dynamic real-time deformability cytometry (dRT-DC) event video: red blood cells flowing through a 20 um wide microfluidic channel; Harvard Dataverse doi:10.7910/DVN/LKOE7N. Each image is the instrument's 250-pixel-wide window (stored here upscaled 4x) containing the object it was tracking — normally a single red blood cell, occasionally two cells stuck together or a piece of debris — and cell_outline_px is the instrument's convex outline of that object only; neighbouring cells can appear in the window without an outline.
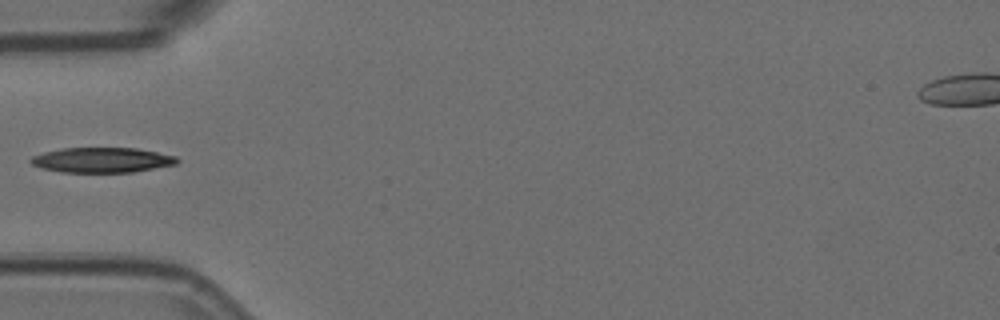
{"species": "Egyptian fruit bat (a non-hibernating species)", "species_latin": "Rousettus aegyptiacus", "temperature_condition": "room temperature", "stored_images_in_passage": 6, "camera_frame_rate_fps": 3000, "um_per_image_px": 0.085, "animal": {"sex": "female"}, "frame": {"image": 1, "passage_image": 5, "time_ms": 1.333, "image_size_px": [1000, 320], "cell_outline_px": [[180, 160], [176, 164], [132, 172], [60, 172], [40, 168], [32, 164], [28, 160], [32, 156], [44, 152], [64, 148], [136, 148], [176, 156]], "centroid_in_image_um": [8.64, 13.6], "position_along_channel_um": 76.4, "area_um2": 21.33}}
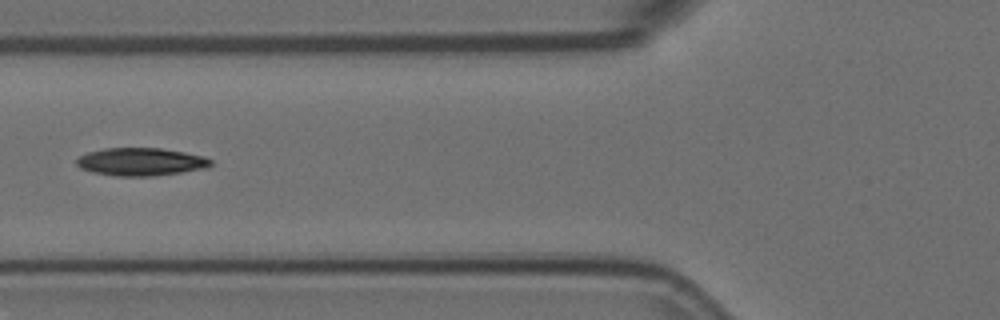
{"frame": {"image": 2, "passage_image": 6, "time_ms": 1.667, "image_size_px": [1000, 320], "cell_outline_px": [[212, 164], [208, 168], [152, 176], [116, 176], [92, 172], [80, 168], [76, 164], [76, 160], [80, 156], [88, 152], [104, 148], [160, 148], [184, 152], [204, 156], [212, 160]], "centroid_in_image_um": [11.97, 13.75], "position_along_channel_um": 113.8, "area_um2": 21.79}}